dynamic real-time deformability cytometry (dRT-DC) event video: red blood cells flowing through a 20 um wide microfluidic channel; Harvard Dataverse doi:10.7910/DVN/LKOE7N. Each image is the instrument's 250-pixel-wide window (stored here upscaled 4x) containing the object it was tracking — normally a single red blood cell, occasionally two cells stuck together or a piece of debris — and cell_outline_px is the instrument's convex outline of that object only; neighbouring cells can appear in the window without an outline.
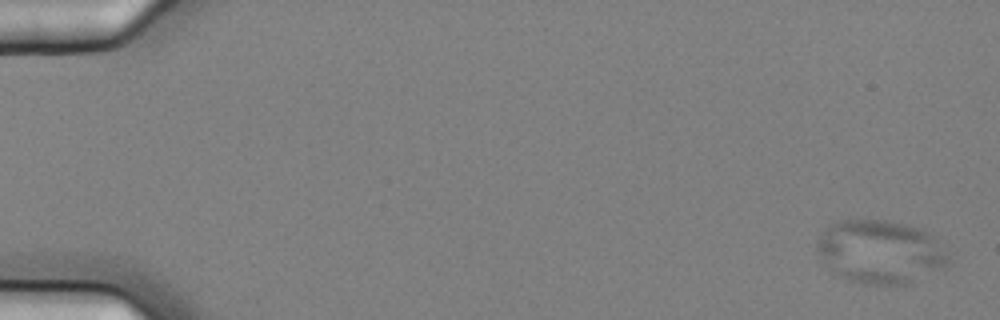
{"species": "common noctule bat (a hibernating species)", "species_latin": "Nyctalus noctula", "temperature_condition": "cold", "stored_images_in_passage": 5, "camera_frame_rate_fps": 3000, "um_per_image_px": 0.085, "animal": {"sex": "female", "body_mass_g": 25.1}, "frame": {"image": 1, "passage_image": 1, "time_ms": 0.0, "image_size_px": [1000, 320], "cell_outline_px": [[952, 264], [948, 268], [908, 284], [864, 284], [848, 280], [824, 264], [816, 248], [816, 244], [820, 236], [828, 224], [840, 220], [888, 220], [920, 228], [932, 236], [948, 256]], "centroid_in_image_um": [74.85, 21.41], "position_along_channel_um": 10.2, "area_um2": 48.67}}